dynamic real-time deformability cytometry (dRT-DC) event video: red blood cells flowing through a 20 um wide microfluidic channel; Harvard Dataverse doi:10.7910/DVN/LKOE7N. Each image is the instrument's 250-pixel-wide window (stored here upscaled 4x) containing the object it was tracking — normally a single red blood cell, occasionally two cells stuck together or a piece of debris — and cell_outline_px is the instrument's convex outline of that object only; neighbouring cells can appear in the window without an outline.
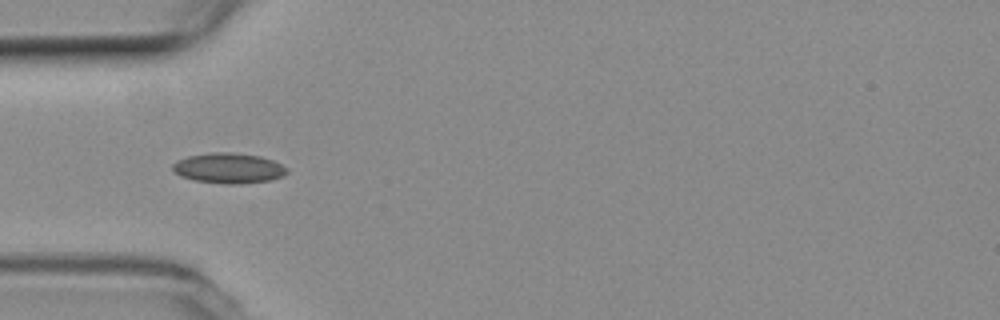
{"species": "common noctule bat (a hibernating species)", "species_latin": "Nyctalus noctula", "temperature_condition": "room temperature", "stored_images_in_passage": 19, "camera_frame_rate_fps": 3000, "um_per_image_px": 0.085, "animal": {"sex": "female", "body_mass_g": 19.3, "forearm_length_mm": 54.1}, "frame": {"image": 1, "passage_image": 6, "time_ms": 1.667, "image_size_px": [1000, 320], "cell_outline_px": [[288, 172], [284, 176], [272, 180], [240, 184], [224, 184], [196, 180], [180, 176], [172, 172], [172, 164], [176, 160], [188, 156], [212, 152], [232, 152], [260, 156], [272, 160], [288, 168]], "centroid_in_image_um": [19.43, 14.29], "position_along_channel_um": 65.6, "area_um2": 20.4}}
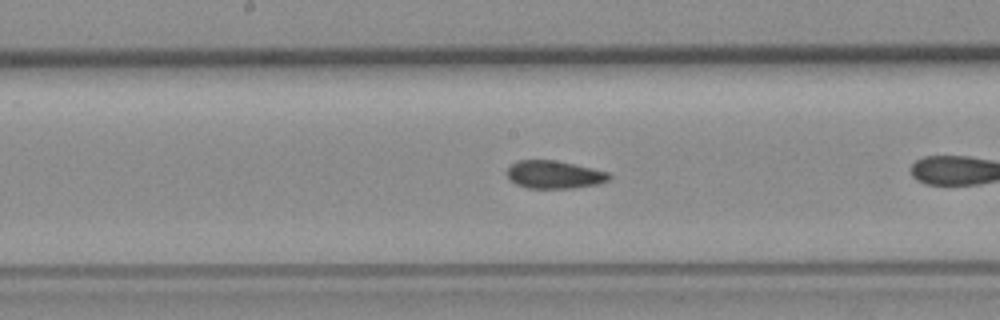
{"frame": {"image": 2, "passage_image": 14, "time_ms": 4.333, "image_size_px": [1000, 320], "cell_outline_px": [[612, 180], [600, 184], [572, 188], [528, 188], [516, 184], [508, 180], [508, 168], [516, 160], [556, 160], [592, 168], [608, 172], [612, 176]], "centroid_in_image_um": [47.15, 14.84], "position_along_channel_um": 201.1, "area_um2": 16.76}}